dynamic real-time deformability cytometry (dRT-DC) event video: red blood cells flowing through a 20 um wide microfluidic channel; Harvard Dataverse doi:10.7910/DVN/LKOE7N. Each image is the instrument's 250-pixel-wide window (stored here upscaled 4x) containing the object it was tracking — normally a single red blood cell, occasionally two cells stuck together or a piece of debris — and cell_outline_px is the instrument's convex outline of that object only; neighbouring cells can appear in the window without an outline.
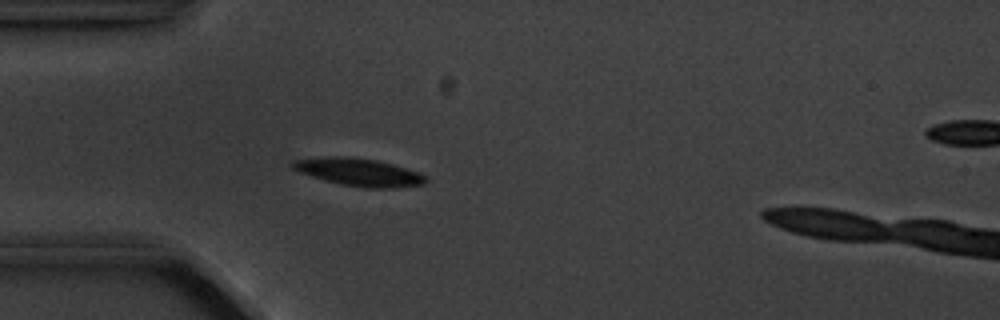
{"species": "common noctule bat (a hibernating species)", "species_latin": "Nyctalus noctula", "temperature_condition": "cold", "stored_images_in_passage": 5, "camera_frame_rate_fps": 3000, "um_per_image_px": 0.085, "animal": {"sex": "male", "body_mass_g": 20.1, "forearm_length_mm": 53.5}, "frame": {"image": 1, "passage_image": 4, "time_ms": 3.667, "image_size_px": [1000, 320], "cell_outline_px": [[428, 180], [424, 184], [396, 188], [364, 188], [340, 184], [324, 180], [300, 172], [292, 168], [288, 164], [292, 160], [332, 156], [344, 156], [376, 160], [392, 164], [420, 172], [428, 176]], "centroid_in_image_um": [30.53, 14.64], "position_along_channel_um": 54.5, "area_um2": 21.62}}